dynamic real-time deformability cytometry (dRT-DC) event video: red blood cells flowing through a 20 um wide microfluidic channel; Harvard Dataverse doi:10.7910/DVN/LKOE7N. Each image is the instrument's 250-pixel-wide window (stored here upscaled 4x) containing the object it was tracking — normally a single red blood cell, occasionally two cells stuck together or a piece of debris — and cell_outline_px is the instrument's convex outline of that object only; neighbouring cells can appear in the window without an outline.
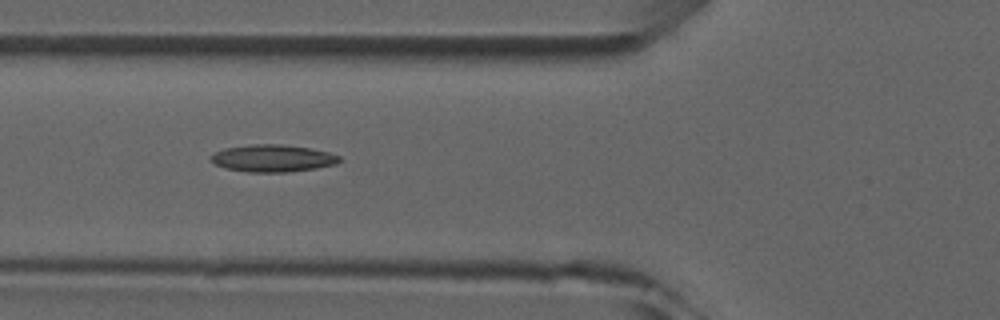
{"species": "common noctule bat (a hibernating species)", "species_latin": "Nyctalus noctula", "temperature_condition": "room temperature", "stored_images_in_passage": 5, "camera_frame_rate_fps": 3000, "um_per_image_px": 0.085, "animal": {"sex": "male", "forearm_length_mm": 52.5}, "frame": {"image": 1, "passage_image": 4, "time_ms": 3.333, "image_size_px": [1000, 320], "cell_outline_px": [[340, 160], [336, 164], [316, 168], [288, 172], [248, 172], [224, 168], [216, 164], [208, 156], [212, 152], [224, 148], [252, 144], [280, 144], [308, 148], [328, 152], [340, 156]], "centroid_in_image_um": [23.13, 13.45], "position_along_channel_um": 102.7, "area_um2": 20.4}}
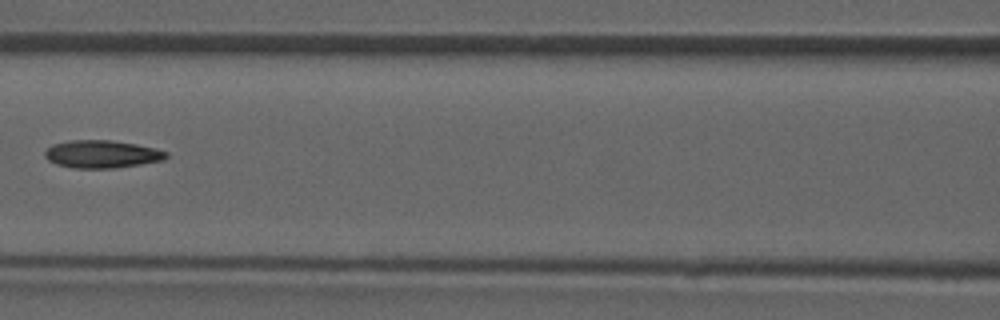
{"frame": {"image": 2, "passage_image": 5, "time_ms": 4.667, "image_size_px": [1000, 320], "cell_outline_px": [[168, 156], [164, 160], [116, 168], [72, 168], [56, 164], [48, 160], [44, 156], [44, 152], [52, 144], [68, 140], [112, 140], [136, 144], [156, 148], [168, 152]], "centroid_in_image_um": [8.65, 13.1], "position_along_channel_um": 157.9, "area_um2": 19.77}}